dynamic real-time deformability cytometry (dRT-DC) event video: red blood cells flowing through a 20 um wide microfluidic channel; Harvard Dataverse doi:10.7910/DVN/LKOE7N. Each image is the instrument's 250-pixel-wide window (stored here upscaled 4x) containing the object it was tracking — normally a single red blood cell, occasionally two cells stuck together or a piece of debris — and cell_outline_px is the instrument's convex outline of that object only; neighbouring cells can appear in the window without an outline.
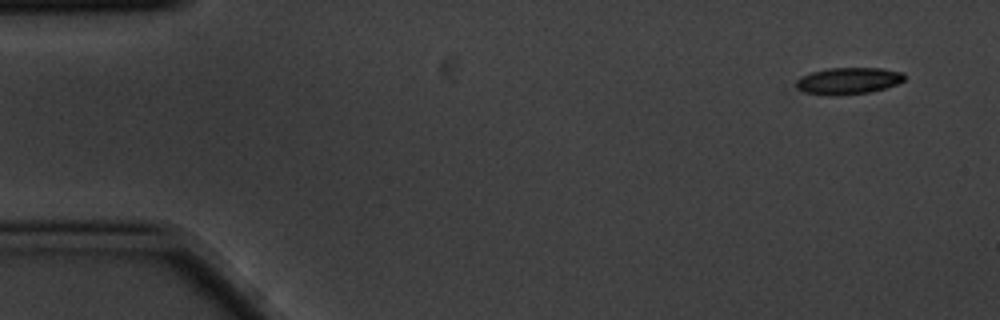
{"species": "common noctule bat (a hibernating species)", "species_latin": "Nyctalus noctula", "temperature_condition": "cold", "stored_images_in_passage": 5, "camera_frame_rate_fps": 3000, "um_per_image_px": 0.085, "animal": {"sex": "male", "body_mass_g": 20.1, "forearm_length_mm": 53.5}, "frame": {"image": 1, "passage_image": 1, "time_ms": 0.0, "image_size_px": [1000, 320], "cell_outline_px": [[904, 80], [896, 84], [872, 92], [836, 96], [828, 96], [804, 92], [796, 88], [796, 80], [800, 76], [812, 72], [828, 68], [880, 68], [904, 72]], "centroid_in_image_um": [72.07, 6.88], "position_along_channel_um": 12.9, "area_um2": 17.05}}